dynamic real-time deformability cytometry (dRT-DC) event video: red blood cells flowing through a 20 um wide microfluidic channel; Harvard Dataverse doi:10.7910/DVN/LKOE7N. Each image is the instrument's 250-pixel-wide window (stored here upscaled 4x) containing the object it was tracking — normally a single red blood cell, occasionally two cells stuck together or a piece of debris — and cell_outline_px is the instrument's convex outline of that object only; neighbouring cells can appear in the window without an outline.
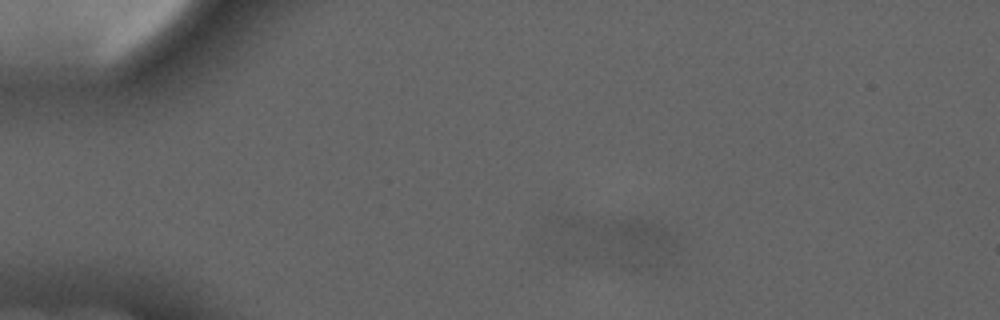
{"species": "common noctule bat (a hibernating species)", "species_latin": "Nyctalus noctula", "temperature_condition": "cold", "stored_images_in_passage": 6, "camera_frame_rate_fps": 3000, "um_per_image_px": 0.085, "animal": {"sex": "male", "forearm_length_mm": 52.5}, "frame": {"image": 1, "passage_image": 3, "time_ms": 2.333, "image_size_px": [1000, 320], "cell_outline_px": [[676, 248], [664, 264], [640, 272], [620, 268], [560, 232], [560, 216], [568, 216], [640, 220], [664, 224], [676, 240]], "centroid_in_image_um": [52.89, 20.44], "position_along_channel_um": 32.1, "area_um2": 31.56}}
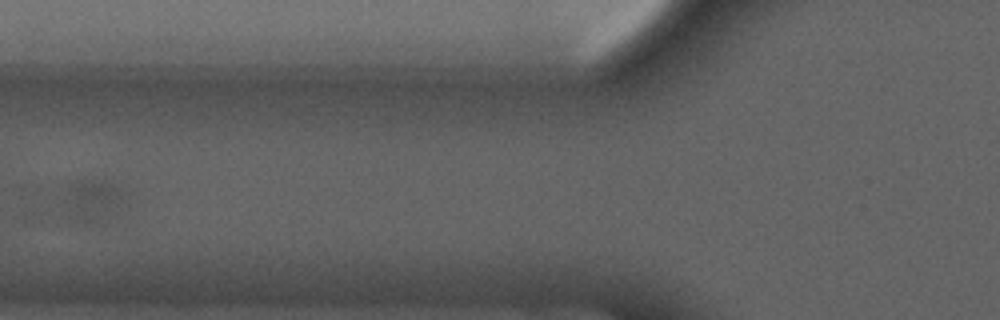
{"frame": {"image": 2, "passage_image": 6, "time_ms": 6.0, "image_size_px": [1000, 320], "cell_outline_px": [[128, 204], [108, 216], [92, 220], [84, 220], [28, 216], [24, 212], [12, 192], [12, 188], [20, 184], [104, 176], [128, 192]], "centroid_in_image_um": [6.09, 16.87], "position_along_channel_um": 119.7, "area_um2": 28.26}}